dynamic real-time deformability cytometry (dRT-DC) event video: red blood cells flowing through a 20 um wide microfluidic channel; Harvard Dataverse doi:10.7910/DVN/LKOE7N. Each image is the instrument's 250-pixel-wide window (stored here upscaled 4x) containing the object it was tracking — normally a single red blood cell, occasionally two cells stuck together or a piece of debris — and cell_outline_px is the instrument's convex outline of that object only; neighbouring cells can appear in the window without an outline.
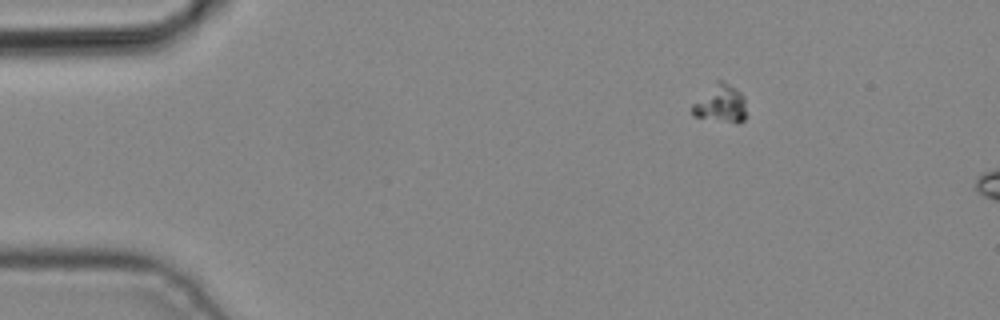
{"species": "common noctule bat (a hibernating species)", "species_latin": "Nyctalus noctula", "temperature_condition": "cold", "stored_images_in_passage": 2, "camera_frame_rate_fps": 3000, "um_per_image_px": 0.085, "animal": {"sex": "male", "body_mass_g": 19.2, "forearm_length_mm": 51.8}, "frame": {"image": 1, "passage_image": 1, "time_ms": 0.0, "image_size_px": [1000, 320], "cell_outline_px": [[744, 120], [736, 124], [692, 116], [692, 104], [716, 80], [724, 80], [736, 88], [744, 96]], "centroid_in_image_um": [61.23, 8.81], "position_along_channel_um": 23.8, "area_um2": 12.02}}